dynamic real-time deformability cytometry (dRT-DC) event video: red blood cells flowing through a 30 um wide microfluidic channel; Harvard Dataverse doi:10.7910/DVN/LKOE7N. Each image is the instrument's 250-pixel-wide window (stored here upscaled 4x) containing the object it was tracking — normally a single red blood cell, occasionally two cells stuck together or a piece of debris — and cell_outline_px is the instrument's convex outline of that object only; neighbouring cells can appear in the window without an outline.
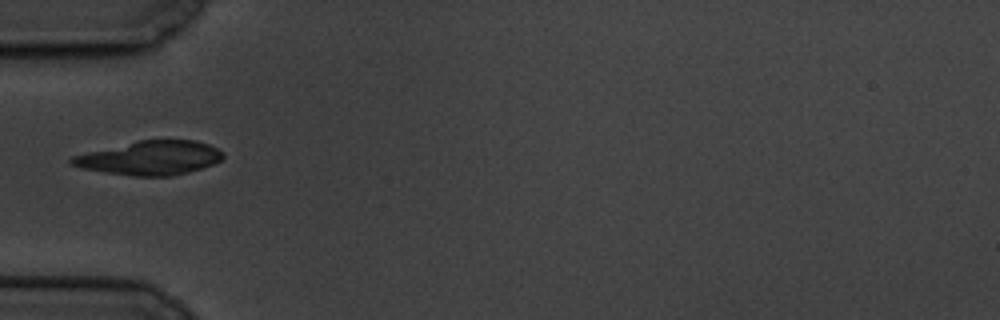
{"species": "common noctule bat (a hibernating species)", "species_latin": "Nyctalus noctula", "temperature_condition": "cold", "stored_images_in_passage": 1, "camera_frame_rate_fps": 3000, "um_per_image_px": 0.085, "animal": {"sex": "male", "body_mass_g": 19.5, "forearm_length_mm": 54.6}, "frame": {"image": 1, "passage_image": 1, "time_ms": 0.0, "image_size_px": [1000, 320], "cell_outline_px": [[224, 156], [220, 160], [212, 164], [188, 172], [172, 176], [132, 176], [104, 172], [80, 168], [72, 164], [68, 160], [72, 156], [88, 152], [140, 140], [196, 140], [208, 144], [224, 152]], "centroid_in_image_um": [12.76, 13.43], "position_along_channel_um": 72.2, "area_um2": 29.71}}